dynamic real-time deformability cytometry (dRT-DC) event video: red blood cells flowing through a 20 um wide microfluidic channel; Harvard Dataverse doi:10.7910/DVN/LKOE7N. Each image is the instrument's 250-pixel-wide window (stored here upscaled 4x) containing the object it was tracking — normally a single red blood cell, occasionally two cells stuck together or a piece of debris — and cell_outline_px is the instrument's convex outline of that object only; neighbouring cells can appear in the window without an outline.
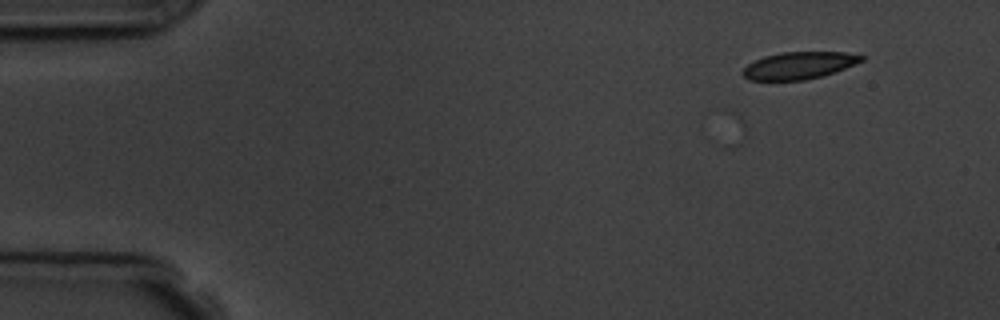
{"species": "common noctule bat (a hibernating species)", "species_latin": "Nyctalus noctula", "temperature_condition": "room temperature", "stored_images_in_passage": 2, "camera_frame_rate_fps": 3000, "um_per_image_px": 0.085, "animal": {"sex": "male", "body_mass_g": 19.5, "forearm_length_mm": 54.6}, "frame": {"image": 1, "passage_image": 2, "time_ms": 2.0, "image_size_px": [1000, 320], "cell_outline_px": [[864, 60], [824, 76], [804, 80], [748, 80], [740, 72], [748, 64], [764, 56], [784, 52], [844, 52], [864, 56]], "centroid_in_image_um": [67.89, 5.57], "position_along_channel_um": 17.1, "area_um2": 18.67}}